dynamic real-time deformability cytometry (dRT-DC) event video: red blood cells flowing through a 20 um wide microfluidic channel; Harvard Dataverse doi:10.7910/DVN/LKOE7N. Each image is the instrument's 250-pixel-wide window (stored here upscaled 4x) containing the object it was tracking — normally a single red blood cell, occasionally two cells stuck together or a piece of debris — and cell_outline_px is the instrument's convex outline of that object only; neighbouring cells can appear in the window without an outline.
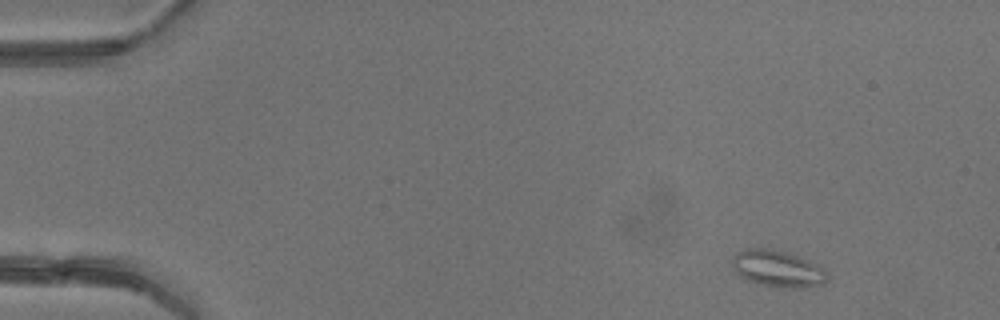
{"species": "common noctule bat (a hibernating species)", "species_latin": "Nyctalus noctula", "temperature_condition": "warm", "stored_images_in_passage": 4, "camera_frame_rate_fps": 3000, "um_per_image_px": 0.085, "animal": {"sex": "female"}, "frame": {"image": 1, "passage_image": 1, "time_ms": 0.0, "image_size_px": [1000, 320], "cell_outline_px": [[828, 280], [820, 284], [804, 288], [792, 288], [764, 284], [748, 280], [740, 276], [732, 268], [732, 256], [736, 252], [744, 248], [768, 248], [788, 252], [800, 256], [824, 268], [828, 276]], "centroid_in_image_um": [66.09, 22.81], "position_along_channel_um": 18.9, "area_um2": 20.35}}
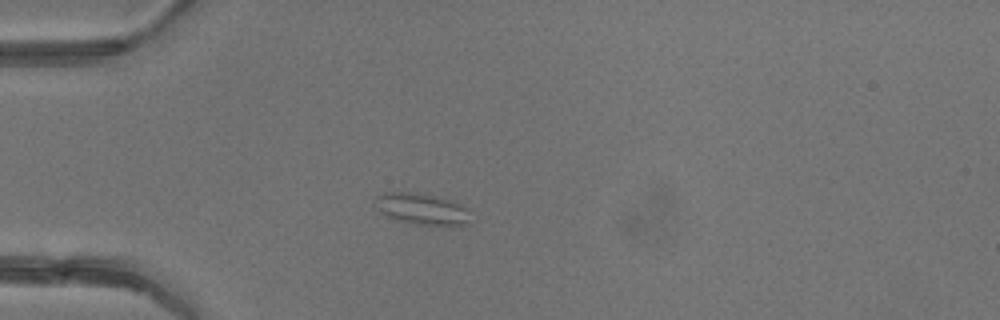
{"frame": {"image": 2, "passage_image": 3, "time_ms": 3.0, "image_size_px": [1000, 320], "cell_outline_px": [[468, 224], [412, 224], [396, 220], [388, 216], [380, 208], [376, 196], [384, 192], [416, 192], [448, 200], [468, 208]], "centroid_in_image_um": [35.85, 17.75], "position_along_channel_um": 49.1, "area_um2": 16.59}}